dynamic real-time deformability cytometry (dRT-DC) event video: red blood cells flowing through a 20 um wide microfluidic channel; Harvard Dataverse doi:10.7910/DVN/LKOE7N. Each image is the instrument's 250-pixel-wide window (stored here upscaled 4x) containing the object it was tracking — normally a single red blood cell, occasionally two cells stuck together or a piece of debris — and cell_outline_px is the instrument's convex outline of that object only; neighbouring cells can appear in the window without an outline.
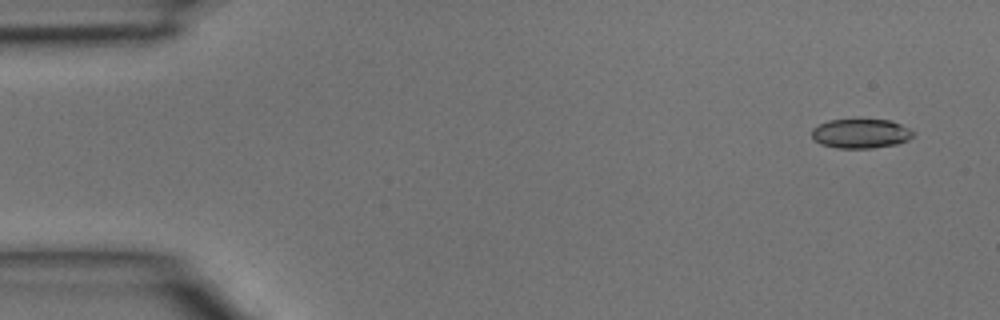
{"species": "common noctule bat (a hibernating species)", "species_latin": "Nyctalus noctula", "temperature_condition": "room temperature", "stored_images_in_passage": 3, "camera_frame_rate_fps": 3000, "um_per_image_px": 0.085, "animal": {"sex": "male", "body_mass_g": 15.6}, "frame": {"image": 1, "passage_image": 1, "time_ms": 0.0, "image_size_px": [1000, 320], "cell_outline_px": [[916, 132], [908, 140], [896, 144], [872, 148], [836, 148], [820, 144], [812, 140], [812, 128], [828, 120], [892, 120]], "centroid_in_image_um": [73.14, 11.36], "position_along_channel_um": 11.9, "area_um2": 17.4}}